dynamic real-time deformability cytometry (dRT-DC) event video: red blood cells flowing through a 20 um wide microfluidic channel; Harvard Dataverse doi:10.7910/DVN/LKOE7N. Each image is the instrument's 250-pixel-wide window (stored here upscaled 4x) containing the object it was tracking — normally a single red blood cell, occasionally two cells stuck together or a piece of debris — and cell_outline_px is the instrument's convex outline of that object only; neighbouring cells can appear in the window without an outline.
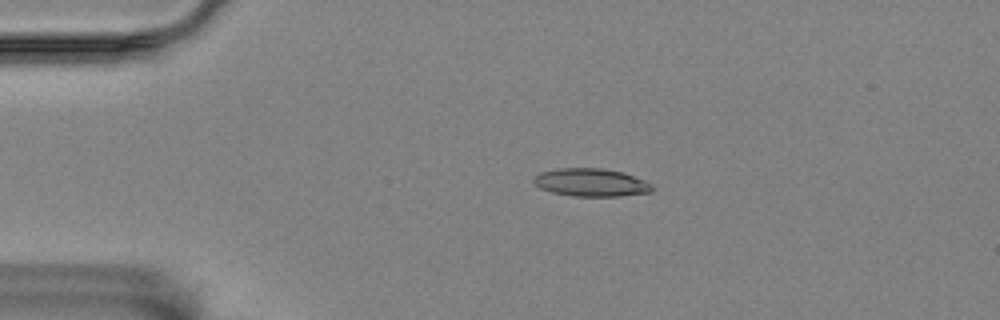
{"species": "Egyptian fruit bat (a non-hibernating species)", "species_latin": "Rousettus aegyptiacus", "temperature_condition": "room temperature", "stored_images_in_passage": 5, "camera_frame_rate_fps": 3000, "um_per_image_px": 0.085, "animal": {"sex": "female"}, "frame": {"image": 1, "passage_image": 1, "time_ms": 0.0, "image_size_px": [1000, 320], "cell_outline_px": [[652, 192], [620, 196], [572, 196], [552, 192], [540, 188], [532, 180], [540, 172], [556, 168], [604, 168], [624, 172], [644, 180], [652, 184]], "centroid_in_image_um": [50.25, 15.5], "position_along_channel_um": 34.8, "area_um2": 19.36}}
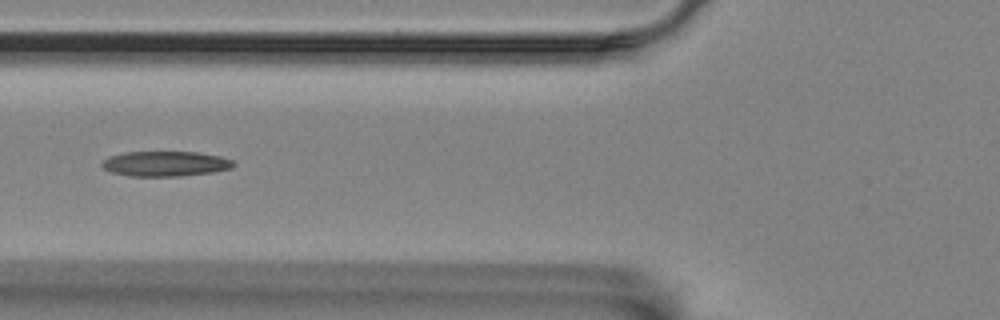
{"frame": {"image": 2, "passage_image": 4, "time_ms": 3.333, "image_size_px": [1000, 320], "cell_outline_px": [[236, 164], [232, 168], [212, 172], [180, 176], [132, 176], [112, 172], [104, 168], [100, 164], [104, 160], [112, 156], [128, 152], [196, 152], [220, 156], [232, 160]], "centroid_in_image_um": [14.1, 13.92], "position_along_channel_um": 111.7, "area_um2": 19.02}}
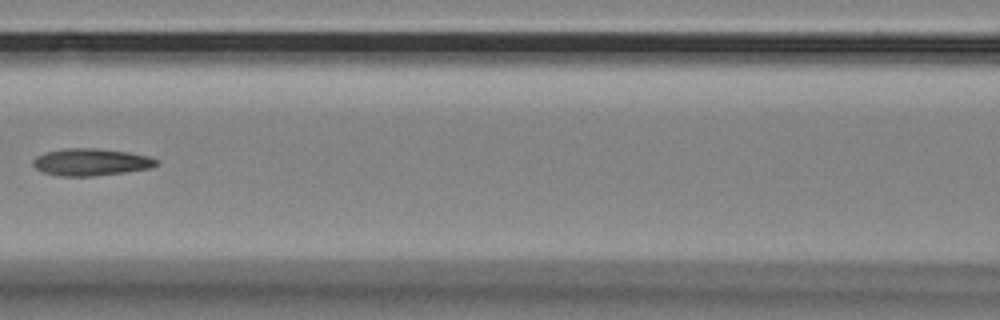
{"frame": {"image": 3, "passage_image": 5, "time_ms": 4.667, "image_size_px": [1000, 320], "cell_outline_px": [[160, 164], [152, 168], [124, 172], [92, 176], [60, 176], [44, 172], [36, 168], [32, 164], [32, 160], [36, 156], [48, 152], [64, 148], [96, 148], [128, 152], [148, 156], [160, 160]], "centroid_in_image_um": [7.77, 13.77], "position_along_channel_um": 158.8, "area_um2": 19.54}}